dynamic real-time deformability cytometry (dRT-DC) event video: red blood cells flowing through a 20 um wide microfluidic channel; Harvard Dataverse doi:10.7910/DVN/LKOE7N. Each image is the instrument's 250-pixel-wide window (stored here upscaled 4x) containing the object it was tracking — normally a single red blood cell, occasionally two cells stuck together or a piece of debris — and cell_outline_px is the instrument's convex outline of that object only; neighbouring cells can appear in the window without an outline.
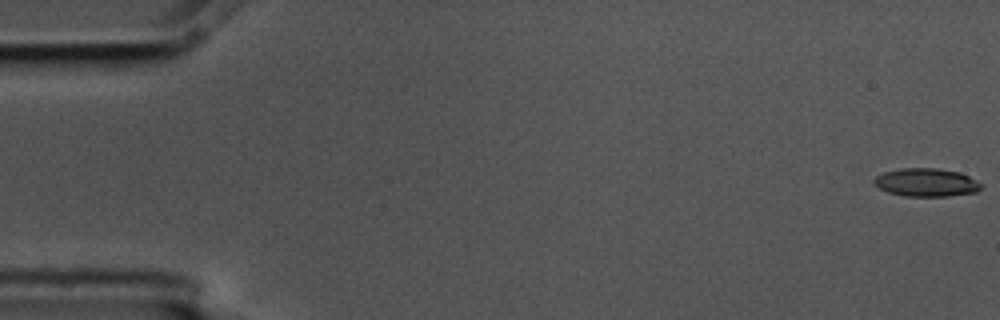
{"species": "common noctule bat (a hibernating species)", "species_latin": "Nyctalus noctula", "temperature_condition": "cold", "stored_images_in_passage": 57, "camera_frame_rate_fps": 3000, "um_per_image_px": 0.085, "animal": {"sex": "male", "body_mass_g": 17.5, "forearm_length_mm": 52.3}, "frame": {"image": 1, "passage_image": 1, "time_ms": 0.0, "image_size_px": [1000, 320], "cell_outline_px": [[984, 184], [976, 192], [948, 196], [904, 196], [888, 192], [872, 184], [872, 180], [876, 176], [884, 172], [900, 168], [936, 168], [960, 172]], "centroid_in_image_um": [78.72, 15.5], "position_along_channel_um": 6.3, "area_um2": 17.69}}
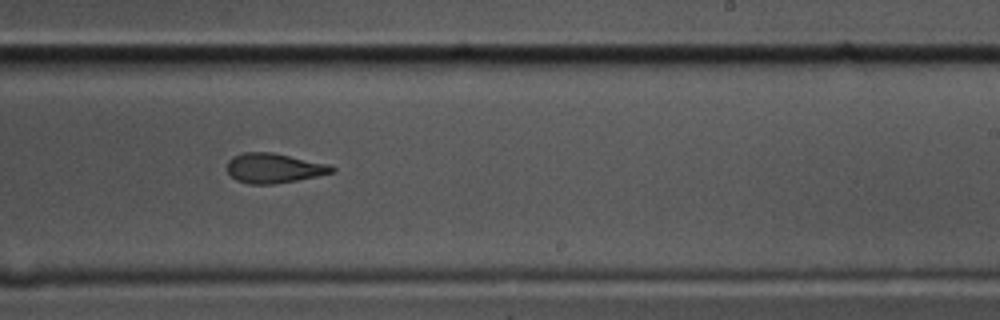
{"frame": {"image": 2, "passage_image": 35, "time_ms": 11.333, "image_size_px": [1000, 320], "cell_outline_px": [[336, 172], [296, 180], [272, 184], [248, 184], [236, 180], [228, 172], [228, 160], [232, 156], [244, 152], [272, 152], [328, 164], [336, 168]], "centroid_in_image_um": [23.28, 14.29], "position_along_channel_um": 265.7, "area_um2": 18.09}}
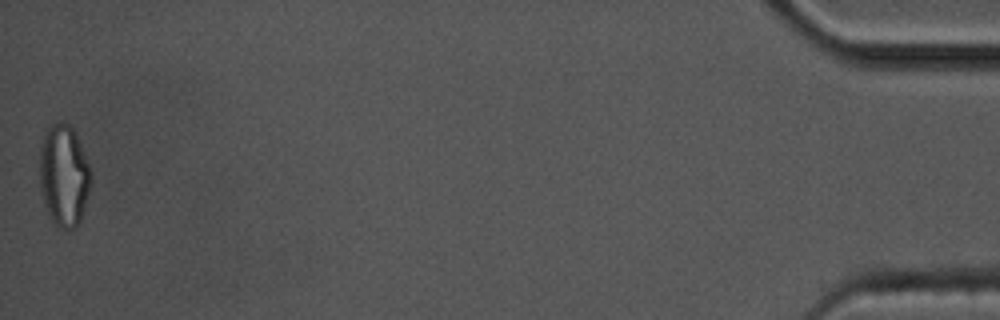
{"frame": {"image": 3, "passage_image": 57, "time_ms": 18.667, "image_size_px": [1000, 320], "cell_outline_px": [[92, 180], [80, 220], [76, 228], [60, 228], [52, 220], [48, 212], [40, 192], [40, 148], [44, 136], [48, 128], [56, 120], [60, 120], [68, 124], [76, 132], [92, 172]], "centroid_in_image_um": [5.44, 14.88], "position_along_channel_um": 429.8, "area_um2": 30.46}, "authors_computed_cell_mechanics": {"area_um2": 18.785, "velocity_mm_per_s": 3.5607, "shape_relaxation_time_tau1_ms": 8.0486, "shape_relaxation_time_tau2_ms": 4.3475, "deformation_change_tau1": 0.2486, "deformation_change_tau2": 0.1305}}